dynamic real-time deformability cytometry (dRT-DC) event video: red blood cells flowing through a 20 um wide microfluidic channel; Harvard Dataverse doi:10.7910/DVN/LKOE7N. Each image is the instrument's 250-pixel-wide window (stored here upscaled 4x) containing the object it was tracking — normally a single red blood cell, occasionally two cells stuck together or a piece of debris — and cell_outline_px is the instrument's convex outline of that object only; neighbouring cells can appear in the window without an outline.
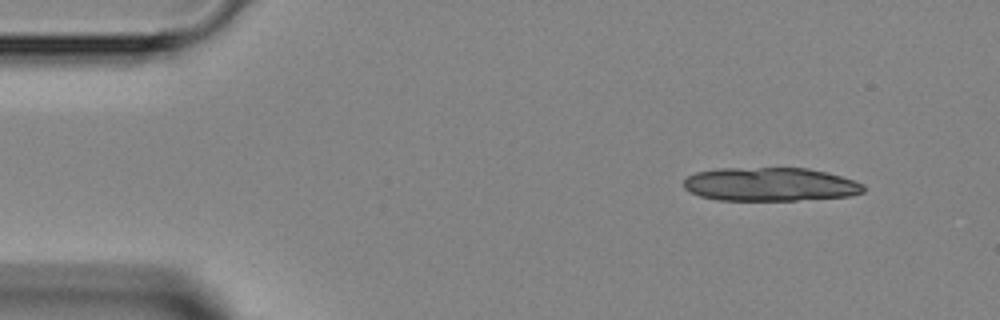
{"species": "Egyptian fruit bat (a non-hibernating species)", "species_latin": "Rousettus aegyptiacus", "temperature_condition": "room temperature", "stored_images_in_passage": 4, "camera_frame_rate_fps": 3000, "um_per_image_px": 0.085, "animal": {"sex": "female"}, "frame": {"image": 1, "passage_image": 1, "time_ms": 0.0, "image_size_px": [1000, 320], "cell_outline_px": [[864, 192], [852, 196], [796, 200], [716, 200], [700, 196], [684, 188], [684, 180], [688, 176], [696, 172], [716, 168], [808, 168], [840, 176], [864, 184]], "centroid_in_image_um": [65.45, 15.67], "position_along_channel_um": 19.5, "area_um2": 35.2}}